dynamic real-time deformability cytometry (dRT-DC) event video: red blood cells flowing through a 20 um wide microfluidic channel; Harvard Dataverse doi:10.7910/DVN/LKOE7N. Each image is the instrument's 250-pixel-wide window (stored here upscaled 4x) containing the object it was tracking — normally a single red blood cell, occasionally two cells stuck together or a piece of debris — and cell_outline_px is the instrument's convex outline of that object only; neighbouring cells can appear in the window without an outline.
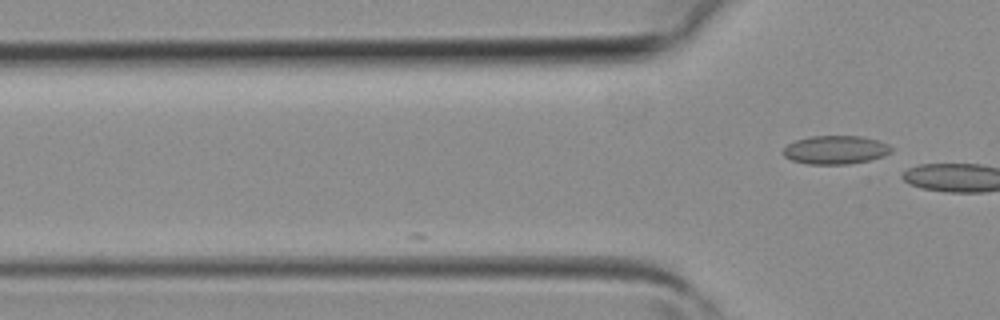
{"species": "common noctule bat (a hibernating species)", "species_latin": "Nyctalus noctula", "temperature_condition": "room temperature", "stored_images_in_passage": 3, "camera_frame_rate_fps": 3000, "um_per_image_px": 0.085, "animal": {"sex": "female", "body_mass_g": 19.3, "forearm_length_mm": 54.1}, "frame": {"image": 1, "passage_image": 3, "time_ms": 0.667, "image_size_px": [1000, 320], "cell_outline_px": [[892, 152], [884, 156], [868, 160], [848, 164], [808, 164], [792, 160], [784, 156], [780, 152], [788, 144], [796, 140], [812, 136], [860, 136], [876, 140], [888, 144], [892, 148]], "centroid_in_image_um": [71.0, 12.74], "position_along_channel_um": 54.8, "area_um2": 17.92}}